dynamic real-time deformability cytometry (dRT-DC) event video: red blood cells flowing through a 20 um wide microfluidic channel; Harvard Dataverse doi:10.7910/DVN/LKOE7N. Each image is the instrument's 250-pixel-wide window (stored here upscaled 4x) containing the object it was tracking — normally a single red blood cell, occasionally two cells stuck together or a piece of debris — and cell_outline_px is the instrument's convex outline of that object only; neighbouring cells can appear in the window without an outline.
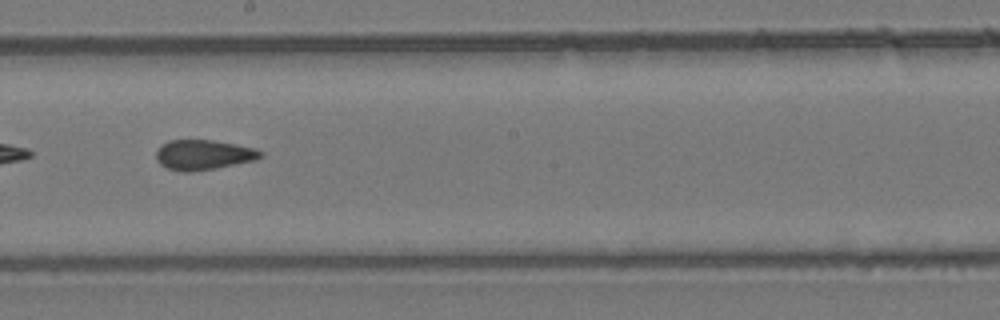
{"species": "common noctule bat (a hibernating species)", "species_latin": "Nyctalus noctula", "temperature_condition": "room temperature", "stored_images_in_passage": 54, "camera_frame_rate_fps": 3000, "um_per_image_px": 0.085, "animal": {"sex": "female", "body_mass_g": 24.6, "forearm_length_mm": 56.2}, "frame": {"image": 1, "passage_image": 31, "time_ms": 10.0, "image_size_px": [1000, 320], "cell_outline_px": [[264, 156], [256, 160], [216, 168], [188, 172], [184, 172], [168, 168], [160, 164], [156, 160], [156, 148], [160, 144], [168, 140], [212, 140], [236, 144], [256, 148], [264, 152]], "centroid_in_image_um": [17.3, 13.15], "position_along_channel_um": 230.9, "area_um2": 18.5}}
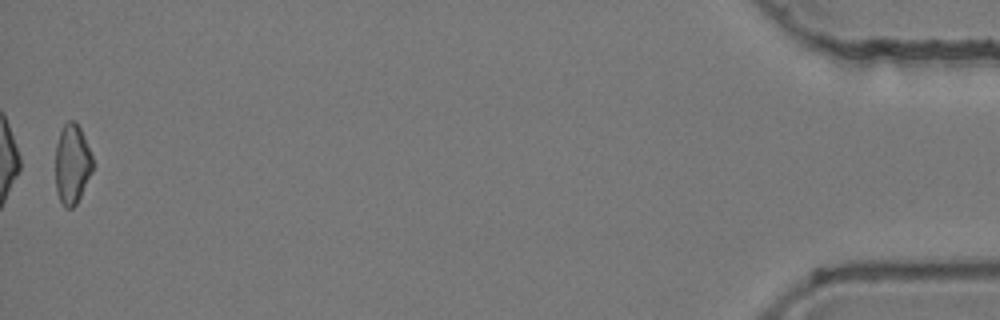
{"frame": {"image": 2, "passage_image": 54, "time_ms": 17.667, "image_size_px": [1000, 320], "cell_outline_px": [[92, 172], [76, 204], [72, 208], [64, 208], [56, 192], [56, 144], [60, 132], [64, 124], [68, 120], [76, 120], [84, 136], [92, 156]], "centroid_in_image_um": [6.12, 13.94], "position_along_channel_um": 429.1, "area_um2": 17.28}, "authors_computed_cell_mechanics": {"area_um2": 18.5249, "velocity_mm_per_s": 3.8807, "shape_relaxation_time_tau1_ms": null, "shape_relaxation_time_tau2_ms": 2.7277, "deformation_change_tau1": null, "deformation_change_tau2": 0.0909}}